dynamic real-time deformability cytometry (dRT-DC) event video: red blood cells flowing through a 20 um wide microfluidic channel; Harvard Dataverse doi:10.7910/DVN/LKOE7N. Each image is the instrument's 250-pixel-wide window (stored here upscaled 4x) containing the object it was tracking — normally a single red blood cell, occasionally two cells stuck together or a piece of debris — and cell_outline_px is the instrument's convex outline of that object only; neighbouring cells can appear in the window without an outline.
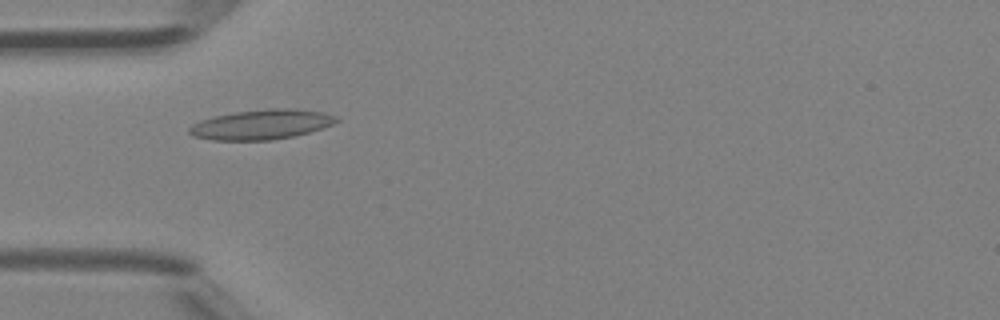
{"species": "Egyptian fruit bat (a non-hibernating species)", "species_latin": "Rousettus aegyptiacus", "temperature_condition": "room temperature", "stored_images_in_passage": 5, "camera_frame_rate_fps": 3000, "um_per_image_px": 0.085, "animal": {"sex": "female"}, "frame": {"image": 1, "passage_image": 4, "time_ms": 1.0, "image_size_px": [1000, 320], "cell_outline_px": [[340, 120], [332, 124], [308, 132], [292, 136], [272, 140], [212, 140], [192, 136], [188, 132], [188, 128], [192, 124], [200, 120], [216, 116], [236, 112], [268, 108], [292, 108], [324, 112], [336, 116]], "centroid_in_image_um": [22.2, 10.58], "position_along_channel_um": 62.8, "area_um2": 25.49}}
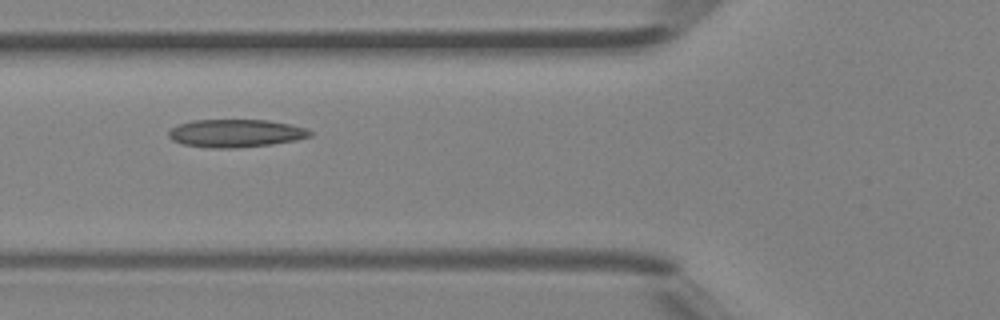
{"frame": {"image": 2, "passage_image": 5, "time_ms": 1.333, "image_size_px": [1000, 320], "cell_outline_px": [[312, 136], [296, 140], [272, 144], [236, 148], [212, 148], [184, 144], [172, 140], [168, 136], [168, 132], [172, 128], [180, 124], [192, 120], [268, 120], [288, 124], [304, 128], [312, 132]], "centroid_in_image_um": [20.03, 11.33], "position_along_channel_um": 105.8, "area_um2": 22.83}}